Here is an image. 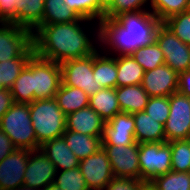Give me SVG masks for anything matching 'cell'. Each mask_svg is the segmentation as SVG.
<instances>
[{
  "mask_svg": "<svg viewBox=\"0 0 190 190\" xmlns=\"http://www.w3.org/2000/svg\"><path fill=\"white\" fill-rule=\"evenodd\" d=\"M161 21L149 10L125 12L98 23L96 44L109 47L115 56H129L137 49L152 45Z\"/></svg>",
  "mask_w": 190,
  "mask_h": 190,
  "instance_id": "6da1fadb",
  "label": "cell"
},
{
  "mask_svg": "<svg viewBox=\"0 0 190 190\" xmlns=\"http://www.w3.org/2000/svg\"><path fill=\"white\" fill-rule=\"evenodd\" d=\"M91 22L79 18L71 23L42 25L32 33L34 53L61 64L70 59L93 54L97 47L85 33L82 23Z\"/></svg>",
  "mask_w": 190,
  "mask_h": 190,
  "instance_id": "7a4b0ae2",
  "label": "cell"
},
{
  "mask_svg": "<svg viewBox=\"0 0 190 190\" xmlns=\"http://www.w3.org/2000/svg\"><path fill=\"white\" fill-rule=\"evenodd\" d=\"M30 118L38 144L61 137L66 131V115L54 98L36 99L29 103Z\"/></svg>",
  "mask_w": 190,
  "mask_h": 190,
  "instance_id": "3957f363",
  "label": "cell"
},
{
  "mask_svg": "<svg viewBox=\"0 0 190 190\" xmlns=\"http://www.w3.org/2000/svg\"><path fill=\"white\" fill-rule=\"evenodd\" d=\"M0 130L18 149L35 150L41 147L32 126L28 103H14L0 118Z\"/></svg>",
  "mask_w": 190,
  "mask_h": 190,
  "instance_id": "277c9868",
  "label": "cell"
},
{
  "mask_svg": "<svg viewBox=\"0 0 190 190\" xmlns=\"http://www.w3.org/2000/svg\"><path fill=\"white\" fill-rule=\"evenodd\" d=\"M140 180L152 181L171 171V148L168 142L139 144Z\"/></svg>",
  "mask_w": 190,
  "mask_h": 190,
  "instance_id": "5b68a950",
  "label": "cell"
},
{
  "mask_svg": "<svg viewBox=\"0 0 190 190\" xmlns=\"http://www.w3.org/2000/svg\"><path fill=\"white\" fill-rule=\"evenodd\" d=\"M60 68L63 85L80 88L89 97L102 89L93 77V54L64 61Z\"/></svg>",
  "mask_w": 190,
  "mask_h": 190,
  "instance_id": "8992f818",
  "label": "cell"
},
{
  "mask_svg": "<svg viewBox=\"0 0 190 190\" xmlns=\"http://www.w3.org/2000/svg\"><path fill=\"white\" fill-rule=\"evenodd\" d=\"M62 83L59 63L33 54L34 100L54 98Z\"/></svg>",
  "mask_w": 190,
  "mask_h": 190,
  "instance_id": "52a82bcc",
  "label": "cell"
},
{
  "mask_svg": "<svg viewBox=\"0 0 190 190\" xmlns=\"http://www.w3.org/2000/svg\"><path fill=\"white\" fill-rule=\"evenodd\" d=\"M170 113L164 125L166 142L188 139L190 135V97L178 91L169 96Z\"/></svg>",
  "mask_w": 190,
  "mask_h": 190,
  "instance_id": "ba28073f",
  "label": "cell"
},
{
  "mask_svg": "<svg viewBox=\"0 0 190 190\" xmlns=\"http://www.w3.org/2000/svg\"><path fill=\"white\" fill-rule=\"evenodd\" d=\"M156 42L163 52L166 65L177 73L189 70L190 45L184 44L163 23L157 29Z\"/></svg>",
  "mask_w": 190,
  "mask_h": 190,
  "instance_id": "9c48e42d",
  "label": "cell"
},
{
  "mask_svg": "<svg viewBox=\"0 0 190 190\" xmlns=\"http://www.w3.org/2000/svg\"><path fill=\"white\" fill-rule=\"evenodd\" d=\"M107 152L114 177L136 178L140 180L139 144L113 146L102 145Z\"/></svg>",
  "mask_w": 190,
  "mask_h": 190,
  "instance_id": "30bf717a",
  "label": "cell"
},
{
  "mask_svg": "<svg viewBox=\"0 0 190 190\" xmlns=\"http://www.w3.org/2000/svg\"><path fill=\"white\" fill-rule=\"evenodd\" d=\"M32 45L31 31L11 22H0V62L21 57Z\"/></svg>",
  "mask_w": 190,
  "mask_h": 190,
  "instance_id": "8fae6325",
  "label": "cell"
},
{
  "mask_svg": "<svg viewBox=\"0 0 190 190\" xmlns=\"http://www.w3.org/2000/svg\"><path fill=\"white\" fill-rule=\"evenodd\" d=\"M79 168L89 190H104L114 178L107 152L103 147L80 160Z\"/></svg>",
  "mask_w": 190,
  "mask_h": 190,
  "instance_id": "7c38bea8",
  "label": "cell"
},
{
  "mask_svg": "<svg viewBox=\"0 0 190 190\" xmlns=\"http://www.w3.org/2000/svg\"><path fill=\"white\" fill-rule=\"evenodd\" d=\"M55 174L54 164L40 148L30 150L24 173V186L42 190L54 183Z\"/></svg>",
  "mask_w": 190,
  "mask_h": 190,
  "instance_id": "4fadbf2b",
  "label": "cell"
},
{
  "mask_svg": "<svg viewBox=\"0 0 190 190\" xmlns=\"http://www.w3.org/2000/svg\"><path fill=\"white\" fill-rule=\"evenodd\" d=\"M141 85L149 97H169L178 91L179 73L163 64L153 70L144 71Z\"/></svg>",
  "mask_w": 190,
  "mask_h": 190,
  "instance_id": "5bb4252c",
  "label": "cell"
},
{
  "mask_svg": "<svg viewBox=\"0 0 190 190\" xmlns=\"http://www.w3.org/2000/svg\"><path fill=\"white\" fill-rule=\"evenodd\" d=\"M29 152L28 149L16 148L0 161V190H15L23 185Z\"/></svg>",
  "mask_w": 190,
  "mask_h": 190,
  "instance_id": "9a60e30c",
  "label": "cell"
},
{
  "mask_svg": "<svg viewBox=\"0 0 190 190\" xmlns=\"http://www.w3.org/2000/svg\"><path fill=\"white\" fill-rule=\"evenodd\" d=\"M134 119L130 113L120 112L105 123L102 145L128 146L136 142Z\"/></svg>",
  "mask_w": 190,
  "mask_h": 190,
  "instance_id": "2e32d148",
  "label": "cell"
},
{
  "mask_svg": "<svg viewBox=\"0 0 190 190\" xmlns=\"http://www.w3.org/2000/svg\"><path fill=\"white\" fill-rule=\"evenodd\" d=\"M105 123L90 106L66 116V130L90 136H103Z\"/></svg>",
  "mask_w": 190,
  "mask_h": 190,
  "instance_id": "e0dca14e",
  "label": "cell"
},
{
  "mask_svg": "<svg viewBox=\"0 0 190 190\" xmlns=\"http://www.w3.org/2000/svg\"><path fill=\"white\" fill-rule=\"evenodd\" d=\"M40 149L54 164L56 172L79 167L80 160L71 151L63 136L45 142Z\"/></svg>",
  "mask_w": 190,
  "mask_h": 190,
  "instance_id": "ac0fdd59",
  "label": "cell"
},
{
  "mask_svg": "<svg viewBox=\"0 0 190 190\" xmlns=\"http://www.w3.org/2000/svg\"><path fill=\"white\" fill-rule=\"evenodd\" d=\"M44 0H19L15 6V18L11 21L32 33L41 26Z\"/></svg>",
  "mask_w": 190,
  "mask_h": 190,
  "instance_id": "d6986e66",
  "label": "cell"
},
{
  "mask_svg": "<svg viewBox=\"0 0 190 190\" xmlns=\"http://www.w3.org/2000/svg\"><path fill=\"white\" fill-rule=\"evenodd\" d=\"M133 115L134 119V136L136 142H166L164 125L150 117L145 111L136 112Z\"/></svg>",
  "mask_w": 190,
  "mask_h": 190,
  "instance_id": "ffe728a7",
  "label": "cell"
},
{
  "mask_svg": "<svg viewBox=\"0 0 190 190\" xmlns=\"http://www.w3.org/2000/svg\"><path fill=\"white\" fill-rule=\"evenodd\" d=\"M93 77L97 80V85L102 86V88H117V62L115 55L109 56L108 53L104 55L97 49L93 53Z\"/></svg>",
  "mask_w": 190,
  "mask_h": 190,
  "instance_id": "44dd1931",
  "label": "cell"
},
{
  "mask_svg": "<svg viewBox=\"0 0 190 190\" xmlns=\"http://www.w3.org/2000/svg\"><path fill=\"white\" fill-rule=\"evenodd\" d=\"M116 97L121 112L130 114L144 111L149 99L142 85L117 87Z\"/></svg>",
  "mask_w": 190,
  "mask_h": 190,
  "instance_id": "7402d4cb",
  "label": "cell"
},
{
  "mask_svg": "<svg viewBox=\"0 0 190 190\" xmlns=\"http://www.w3.org/2000/svg\"><path fill=\"white\" fill-rule=\"evenodd\" d=\"M62 136L79 160L93 155L102 147L103 136H90L69 130H66Z\"/></svg>",
  "mask_w": 190,
  "mask_h": 190,
  "instance_id": "603a6c76",
  "label": "cell"
},
{
  "mask_svg": "<svg viewBox=\"0 0 190 190\" xmlns=\"http://www.w3.org/2000/svg\"><path fill=\"white\" fill-rule=\"evenodd\" d=\"M89 106L108 122L116 114L120 113V107L116 97V88H102L89 97Z\"/></svg>",
  "mask_w": 190,
  "mask_h": 190,
  "instance_id": "cb8c5ba5",
  "label": "cell"
},
{
  "mask_svg": "<svg viewBox=\"0 0 190 190\" xmlns=\"http://www.w3.org/2000/svg\"><path fill=\"white\" fill-rule=\"evenodd\" d=\"M55 99L66 116L89 106V96L83 90L66 86L62 83L55 95Z\"/></svg>",
  "mask_w": 190,
  "mask_h": 190,
  "instance_id": "d4e9b609",
  "label": "cell"
},
{
  "mask_svg": "<svg viewBox=\"0 0 190 190\" xmlns=\"http://www.w3.org/2000/svg\"><path fill=\"white\" fill-rule=\"evenodd\" d=\"M117 87L141 85L144 70L140 64L129 56H116Z\"/></svg>",
  "mask_w": 190,
  "mask_h": 190,
  "instance_id": "484cf974",
  "label": "cell"
},
{
  "mask_svg": "<svg viewBox=\"0 0 190 190\" xmlns=\"http://www.w3.org/2000/svg\"><path fill=\"white\" fill-rule=\"evenodd\" d=\"M15 103H32L34 101L33 89V55L28 64L14 81L10 88Z\"/></svg>",
  "mask_w": 190,
  "mask_h": 190,
  "instance_id": "4316f807",
  "label": "cell"
},
{
  "mask_svg": "<svg viewBox=\"0 0 190 190\" xmlns=\"http://www.w3.org/2000/svg\"><path fill=\"white\" fill-rule=\"evenodd\" d=\"M66 0H44L42 25L71 23L80 17L64 3Z\"/></svg>",
  "mask_w": 190,
  "mask_h": 190,
  "instance_id": "83f0119b",
  "label": "cell"
},
{
  "mask_svg": "<svg viewBox=\"0 0 190 190\" xmlns=\"http://www.w3.org/2000/svg\"><path fill=\"white\" fill-rule=\"evenodd\" d=\"M33 54L34 47L32 45L21 57L0 62V85L3 88L10 89L13 86L14 81Z\"/></svg>",
  "mask_w": 190,
  "mask_h": 190,
  "instance_id": "f1b7e54d",
  "label": "cell"
},
{
  "mask_svg": "<svg viewBox=\"0 0 190 190\" xmlns=\"http://www.w3.org/2000/svg\"><path fill=\"white\" fill-rule=\"evenodd\" d=\"M171 148V171L190 172V142L188 139L168 142Z\"/></svg>",
  "mask_w": 190,
  "mask_h": 190,
  "instance_id": "f546056e",
  "label": "cell"
},
{
  "mask_svg": "<svg viewBox=\"0 0 190 190\" xmlns=\"http://www.w3.org/2000/svg\"><path fill=\"white\" fill-rule=\"evenodd\" d=\"M132 57L140 64L144 71L153 70L165 64L163 52L156 41L152 45L137 49L132 54Z\"/></svg>",
  "mask_w": 190,
  "mask_h": 190,
  "instance_id": "4dcf8cb0",
  "label": "cell"
},
{
  "mask_svg": "<svg viewBox=\"0 0 190 190\" xmlns=\"http://www.w3.org/2000/svg\"><path fill=\"white\" fill-rule=\"evenodd\" d=\"M80 18L99 23L105 15V10L98 0H66L64 1Z\"/></svg>",
  "mask_w": 190,
  "mask_h": 190,
  "instance_id": "1f68e13d",
  "label": "cell"
},
{
  "mask_svg": "<svg viewBox=\"0 0 190 190\" xmlns=\"http://www.w3.org/2000/svg\"><path fill=\"white\" fill-rule=\"evenodd\" d=\"M151 182L158 190H190V172L170 171Z\"/></svg>",
  "mask_w": 190,
  "mask_h": 190,
  "instance_id": "d6a6232c",
  "label": "cell"
},
{
  "mask_svg": "<svg viewBox=\"0 0 190 190\" xmlns=\"http://www.w3.org/2000/svg\"><path fill=\"white\" fill-rule=\"evenodd\" d=\"M151 12L163 22L168 17L190 9L189 0H149Z\"/></svg>",
  "mask_w": 190,
  "mask_h": 190,
  "instance_id": "836d02e7",
  "label": "cell"
},
{
  "mask_svg": "<svg viewBox=\"0 0 190 190\" xmlns=\"http://www.w3.org/2000/svg\"><path fill=\"white\" fill-rule=\"evenodd\" d=\"M184 44L190 45V9L168 17L162 22Z\"/></svg>",
  "mask_w": 190,
  "mask_h": 190,
  "instance_id": "e575fe53",
  "label": "cell"
},
{
  "mask_svg": "<svg viewBox=\"0 0 190 190\" xmlns=\"http://www.w3.org/2000/svg\"><path fill=\"white\" fill-rule=\"evenodd\" d=\"M57 175L58 171L55 174L54 184L61 190H89L79 167L62 170L58 177Z\"/></svg>",
  "mask_w": 190,
  "mask_h": 190,
  "instance_id": "d590c367",
  "label": "cell"
},
{
  "mask_svg": "<svg viewBox=\"0 0 190 190\" xmlns=\"http://www.w3.org/2000/svg\"><path fill=\"white\" fill-rule=\"evenodd\" d=\"M144 111L157 122L165 125L170 113L169 97H149Z\"/></svg>",
  "mask_w": 190,
  "mask_h": 190,
  "instance_id": "8d00e7d4",
  "label": "cell"
},
{
  "mask_svg": "<svg viewBox=\"0 0 190 190\" xmlns=\"http://www.w3.org/2000/svg\"><path fill=\"white\" fill-rule=\"evenodd\" d=\"M149 0H115L113 5L105 12L104 18H115L125 12H135L146 10L143 6Z\"/></svg>",
  "mask_w": 190,
  "mask_h": 190,
  "instance_id": "74e56055",
  "label": "cell"
},
{
  "mask_svg": "<svg viewBox=\"0 0 190 190\" xmlns=\"http://www.w3.org/2000/svg\"><path fill=\"white\" fill-rule=\"evenodd\" d=\"M142 182L136 178L114 177L104 190H138Z\"/></svg>",
  "mask_w": 190,
  "mask_h": 190,
  "instance_id": "f35d334b",
  "label": "cell"
},
{
  "mask_svg": "<svg viewBox=\"0 0 190 190\" xmlns=\"http://www.w3.org/2000/svg\"><path fill=\"white\" fill-rule=\"evenodd\" d=\"M19 0H0V22H11L15 18V6Z\"/></svg>",
  "mask_w": 190,
  "mask_h": 190,
  "instance_id": "ab89813d",
  "label": "cell"
},
{
  "mask_svg": "<svg viewBox=\"0 0 190 190\" xmlns=\"http://www.w3.org/2000/svg\"><path fill=\"white\" fill-rule=\"evenodd\" d=\"M14 103L15 102L10 89H0V118L10 109Z\"/></svg>",
  "mask_w": 190,
  "mask_h": 190,
  "instance_id": "60d3db41",
  "label": "cell"
},
{
  "mask_svg": "<svg viewBox=\"0 0 190 190\" xmlns=\"http://www.w3.org/2000/svg\"><path fill=\"white\" fill-rule=\"evenodd\" d=\"M16 147L11 142L10 138L0 130V161H2L5 157L10 155Z\"/></svg>",
  "mask_w": 190,
  "mask_h": 190,
  "instance_id": "b9f144b4",
  "label": "cell"
},
{
  "mask_svg": "<svg viewBox=\"0 0 190 190\" xmlns=\"http://www.w3.org/2000/svg\"><path fill=\"white\" fill-rule=\"evenodd\" d=\"M178 92L190 97V70L179 73Z\"/></svg>",
  "mask_w": 190,
  "mask_h": 190,
  "instance_id": "7bdbcfd3",
  "label": "cell"
},
{
  "mask_svg": "<svg viewBox=\"0 0 190 190\" xmlns=\"http://www.w3.org/2000/svg\"><path fill=\"white\" fill-rule=\"evenodd\" d=\"M138 190H158L151 181H143Z\"/></svg>",
  "mask_w": 190,
  "mask_h": 190,
  "instance_id": "ee69618b",
  "label": "cell"
},
{
  "mask_svg": "<svg viewBox=\"0 0 190 190\" xmlns=\"http://www.w3.org/2000/svg\"><path fill=\"white\" fill-rule=\"evenodd\" d=\"M100 3V6L107 11L115 2V0H98Z\"/></svg>",
  "mask_w": 190,
  "mask_h": 190,
  "instance_id": "f6af8a7d",
  "label": "cell"
},
{
  "mask_svg": "<svg viewBox=\"0 0 190 190\" xmlns=\"http://www.w3.org/2000/svg\"><path fill=\"white\" fill-rule=\"evenodd\" d=\"M42 190H61V189L56 184L51 183L50 185H48L46 188Z\"/></svg>",
  "mask_w": 190,
  "mask_h": 190,
  "instance_id": "bcb514c9",
  "label": "cell"
},
{
  "mask_svg": "<svg viewBox=\"0 0 190 190\" xmlns=\"http://www.w3.org/2000/svg\"><path fill=\"white\" fill-rule=\"evenodd\" d=\"M15 190H40V189H35V188H31V187L22 185V186L16 188Z\"/></svg>",
  "mask_w": 190,
  "mask_h": 190,
  "instance_id": "7dc6e473",
  "label": "cell"
}]
</instances>
